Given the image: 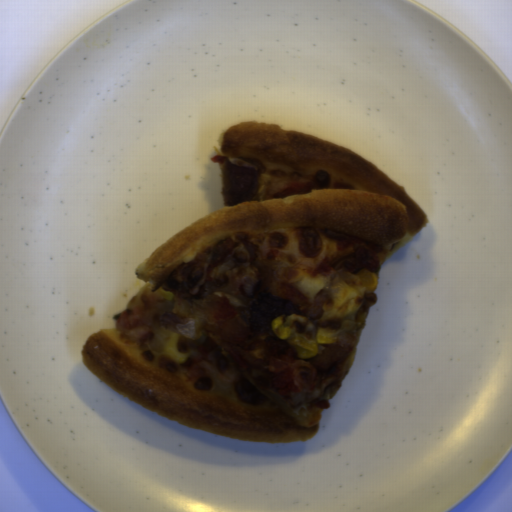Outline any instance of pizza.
Listing matches in <instances>:
<instances>
[{"instance_id":"1","label":"pizza","mask_w":512,"mask_h":512,"mask_svg":"<svg viewBox=\"0 0 512 512\" xmlns=\"http://www.w3.org/2000/svg\"><path fill=\"white\" fill-rule=\"evenodd\" d=\"M221 156L264 164L257 193L247 202L207 214L163 243L134 268L151 292L172 269L230 237L232 257L210 273L202 298L173 296L162 325L177 334L183 363L165 351L141 350L121 331L100 328L85 341L86 369L140 406L184 425L264 443L308 442L323 409L295 408L242 373L205 331L204 318L216 297L241 307L267 293L298 303L300 314L284 327L315 341L318 329L336 338L355 336L333 397L356 354L367 312L378 293L369 289L385 262L423 231L428 217L408 192L348 148L266 122H239L218 136ZM309 181L312 191L263 199L271 183ZM260 278L253 297L240 292L245 276ZM196 321L194 338L175 326Z\"/></svg>"}]
</instances>
